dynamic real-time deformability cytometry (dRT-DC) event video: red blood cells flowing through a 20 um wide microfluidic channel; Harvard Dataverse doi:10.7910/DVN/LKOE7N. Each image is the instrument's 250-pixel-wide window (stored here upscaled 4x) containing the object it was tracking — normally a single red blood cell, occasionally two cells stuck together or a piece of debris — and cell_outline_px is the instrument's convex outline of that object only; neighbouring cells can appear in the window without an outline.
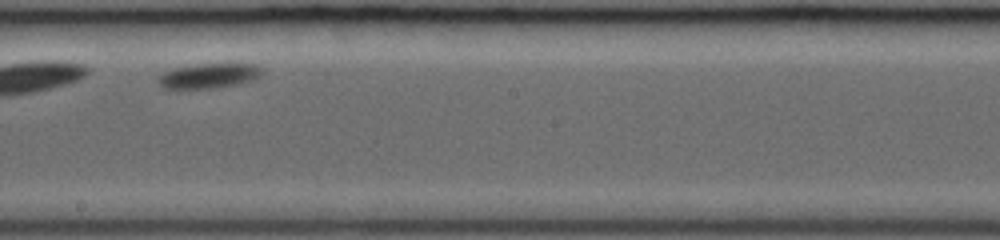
{"species": "common noctule bat (a hibernating species)", "species_latin": "Nyctalus noctula", "temperature_condition": "room temperature", "stored_images_in_passage": 24, "segment_of_instrument_passage": [2, 2], "camera_frame_rate_fps": 3000, "um_per_image_px": 0.085, "animal": {"sex": "female", "body_mass_g": 19.0, "forearm_length_mm": 53.3}, "frame": {"image": 1, "passage_image": 13, "time_ms": 4.0, "image_size_px": [1000, 240], "cell_outline_px": [[264, 72], [260, 76], [252, 80], [240, 84], [216, 88], [164, 88], [160, 84], [160, 76], [168, 68], [196, 64], [256, 64]], "centroid_in_image_um": [17.78, 6.43], "position_along_channel_um": 230.4, "area_um2": 15.03}}
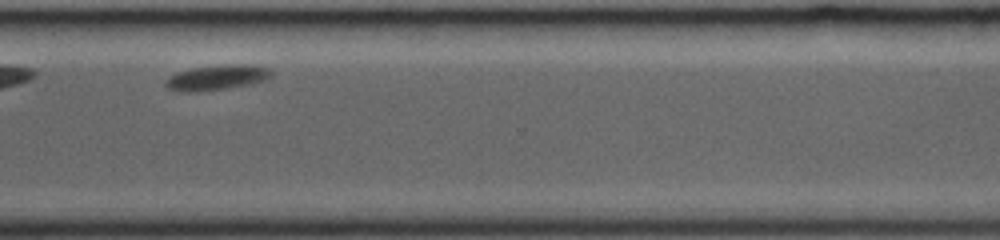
{"frame": {"image": 2, "passage_image": 21, "time_ms": 6.667, "image_size_px": [1000, 240], "cell_outline_px": [[272, 76], [264, 80], [252, 84], [224, 88], [168, 88], [164, 84], [164, 80], [168, 76], [176, 72], [192, 68], [232, 64], [244, 64], [268, 68], [272, 72]], "centroid_in_image_um": [18.52, 6.52], "position_along_channel_um": 352.1, "area_um2": 14.39}}
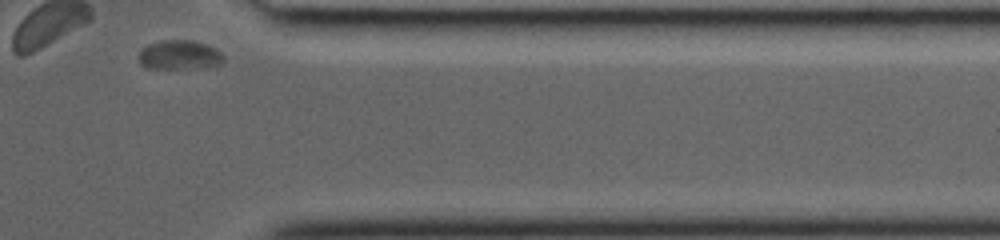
{"frame": {"image": 3, "passage_image": 24, "time_ms": 7.667, "image_size_px": [1000, 240], "cell_outline_px": [[224, 60], [220, 64], [208, 68], [148, 68], [140, 64], [140, 52], [148, 44], [160, 40], [192, 40], [216, 48], [224, 56]], "centroid_in_image_um": [15.29, 4.67], "position_along_channel_um": 396.1, "area_um2": 14.51}}